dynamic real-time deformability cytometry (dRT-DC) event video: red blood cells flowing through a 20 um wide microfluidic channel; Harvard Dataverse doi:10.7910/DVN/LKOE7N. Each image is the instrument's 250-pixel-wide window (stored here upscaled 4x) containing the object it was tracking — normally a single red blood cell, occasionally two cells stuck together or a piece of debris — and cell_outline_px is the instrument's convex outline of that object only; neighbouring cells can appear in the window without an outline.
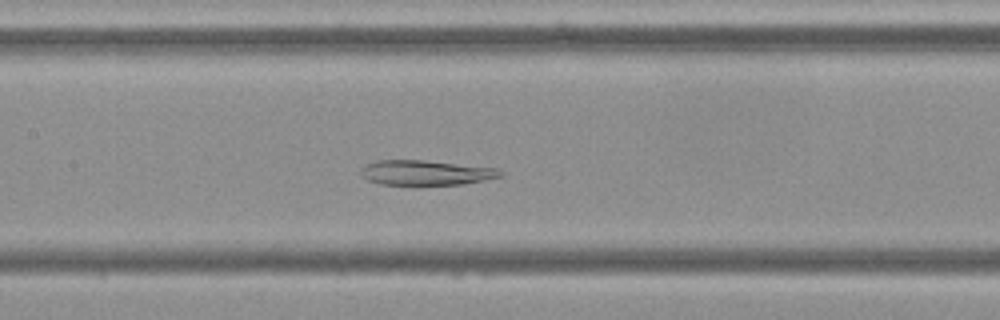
{"species": "Egyptian fruit bat (a non-hibernating species)", "species_latin": "Rousettus aegyptiacus", "temperature_condition": "cold", "stored_images_in_passage": 55, "camera_frame_rate_fps": 3000, "um_per_image_px": 0.085, "frame": {"image": 1, "passage_image": 25, "time_ms": 8.0, "image_size_px": [1000, 320], "cell_outline_px": [[504, 176], [464, 184], [380, 184], [368, 180], [360, 172], [360, 168], [376, 160], [424, 160], [496, 168], [504, 172]], "centroid_in_image_um": [36.22, 14.67], "position_along_channel_um": 171.2, "area_um2": 20.06}}
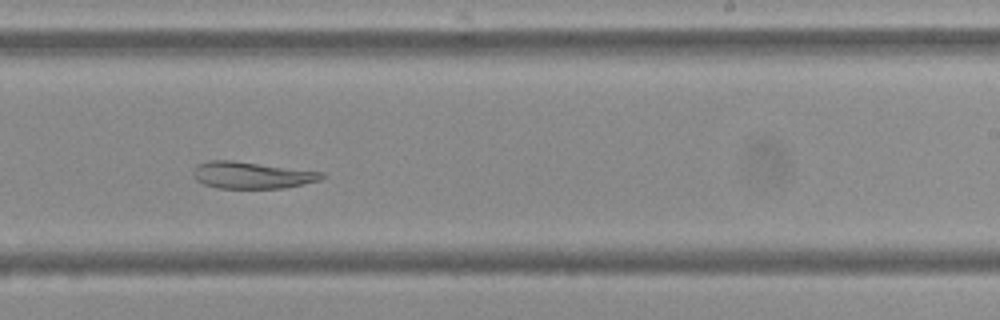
{"frame": {"image": 2, "passage_image": 33, "time_ms": 10.667, "image_size_px": [1000, 320], "cell_outline_px": [[324, 176], [320, 180], [280, 188], [216, 188], [204, 184], [196, 180], [192, 172], [196, 164], [208, 160], [232, 160], [324, 172]], "centroid_in_image_um": [21.34, 14.87], "position_along_channel_um": 267.7, "area_um2": 20.0}}
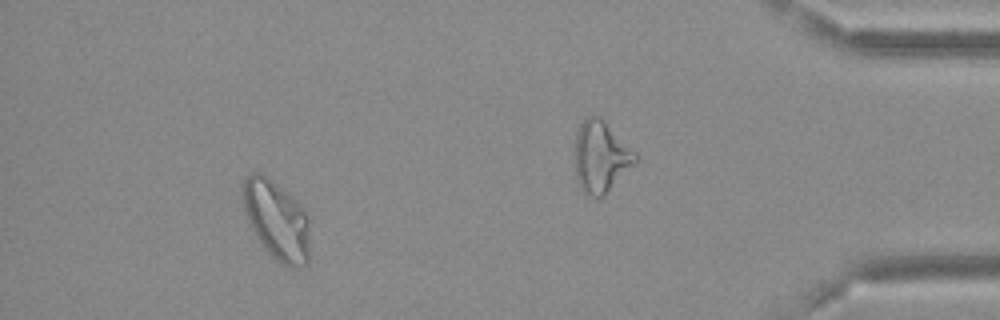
{"frame": {"image": 3, "passage_image": 50, "time_ms": 16.333, "image_size_px": [1000, 320], "cell_outline_px": [[308, 264], [292, 268], [288, 268], [280, 264], [264, 248], [256, 236], [244, 212], [240, 196], [240, 188], [244, 180], [252, 172], [260, 172], [272, 180], [288, 192], [300, 204], [304, 212], [308, 228]], "centroid_in_image_um": [23.45, 18.69], "position_along_channel_um": 411.7, "area_um2": 31.04}, "authors_computed_cell_mechanics": {"area_um2": 27.8596, "velocity_mm_per_s": 3.6215, "shape_relaxation_time_tau1_ms": null, "shape_relaxation_time_tau2_ms": 10.3358, "deformation_change_tau1": null, "deformation_change_tau2": 0.1392}}